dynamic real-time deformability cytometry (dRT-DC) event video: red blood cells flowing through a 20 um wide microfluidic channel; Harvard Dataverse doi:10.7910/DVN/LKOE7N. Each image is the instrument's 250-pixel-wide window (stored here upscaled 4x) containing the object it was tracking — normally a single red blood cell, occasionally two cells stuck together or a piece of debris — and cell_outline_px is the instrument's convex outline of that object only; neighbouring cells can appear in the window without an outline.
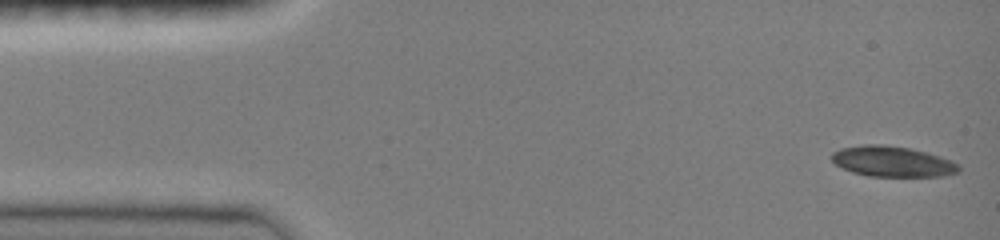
{"species": "common noctule bat (a hibernating species)", "species_latin": "Nyctalus noctula", "temperature_condition": "room temperature", "stored_images_in_passage": 46, "camera_frame_rate_fps": 3000, "um_per_image_px": 0.085, "animal": {"sex": "female", "body_mass_g": 19.0, "forearm_length_mm": 51.5}, "frame": {"image": 1, "passage_image": 1, "time_ms": 0.0, "image_size_px": [1000, 240], "cell_outline_px": [[960, 168], [956, 172], [940, 176], [868, 176], [852, 172], [836, 164], [832, 160], [832, 152], [840, 148], [864, 144], [880, 144], [908, 148], [928, 152], [952, 160], [960, 164]], "centroid_in_image_um": [75.86, 13.72], "position_along_channel_um": 9.1, "area_um2": 22.54}}
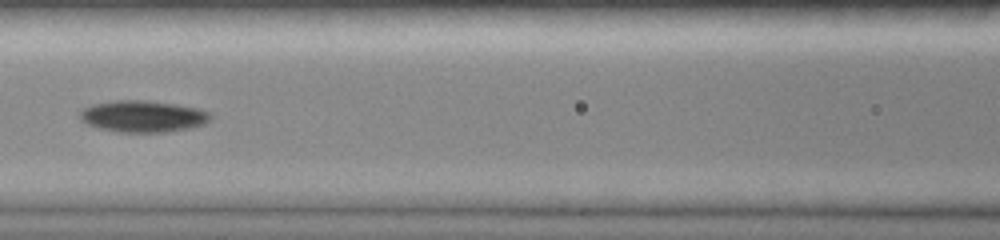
{"frame": {"image": 2, "passage_image": 20, "time_ms": 6.333, "image_size_px": [1000, 240], "cell_outline_px": [[212, 116], [204, 124], [192, 128], [164, 132], [120, 132], [100, 128], [88, 124], [80, 120], [80, 112], [84, 108], [92, 104], [112, 100], [148, 100], [176, 104], [200, 108], [212, 112]], "centroid_in_image_um": [12.19, 9.87], "position_along_channel_um": 154.4, "area_um2": 24.28}}
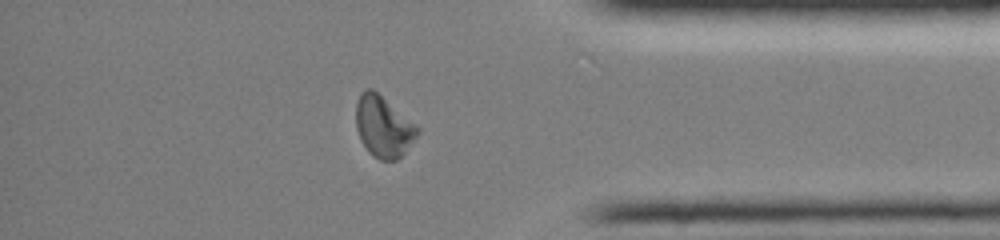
{"frame": {"image": 3, "passage_image": 39, "time_ms": 12.667, "image_size_px": [1000, 240], "cell_outline_px": [[420, 132], [404, 152], [396, 160], [380, 160], [372, 156], [368, 152], [360, 140], [356, 128], [356, 104], [360, 92], [364, 88], [372, 88], [416, 124], [420, 128]], "centroid_in_image_um": [32.56, 10.75], "position_along_channel_um": 402.6, "area_um2": 21.96}, "authors_computed_cell_mechanics": {"area_um2": 22.6287, "velocity_mm_per_s": 4.064, "shape_relaxation_time_tau1_ms": 4.1024, "shape_relaxation_time_tau2_ms": 7.5891, "deformation_change_tau1": 0.1366, "deformation_change_tau2": 0.1438}}